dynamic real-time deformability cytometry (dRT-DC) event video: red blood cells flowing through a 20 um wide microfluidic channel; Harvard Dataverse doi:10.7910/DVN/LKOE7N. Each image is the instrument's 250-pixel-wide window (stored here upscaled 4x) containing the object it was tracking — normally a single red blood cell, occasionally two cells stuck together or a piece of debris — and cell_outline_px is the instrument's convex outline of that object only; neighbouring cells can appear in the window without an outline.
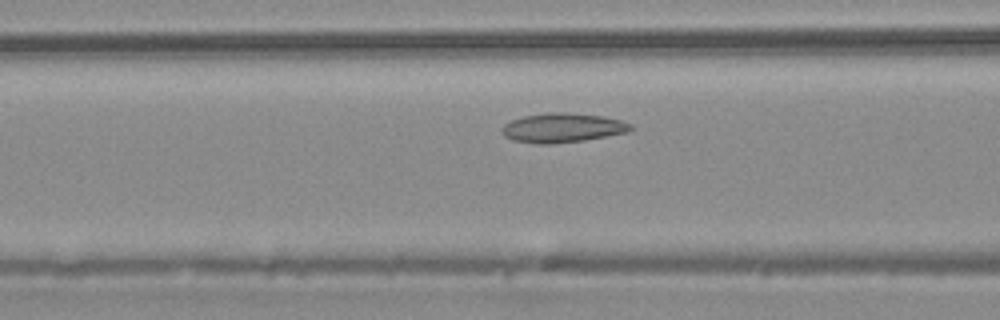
{"species": "common noctule bat (a hibernating species)", "species_latin": "Nyctalus noctula", "temperature_condition": "warm", "stored_images_in_passage": 40, "camera_frame_rate_fps": 3000, "um_per_image_px": 0.085, "animal": {"sex": "male", "body_mass_g": 20.4}, "frame": {"image": 1, "passage_image": 12, "time_ms": 3.667, "image_size_px": [1000, 320], "cell_outline_px": [[632, 128], [628, 132], [584, 140], [552, 144], [536, 144], [512, 140], [504, 136], [500, 132], [500, 128], [504, 124], [512, 120], [524, 116], [548, 112], [564, 112], [604, 116], [620, 120], [632, 124]], "centroid_in_image_um": [47.77, 10.86], "position_along_channel_um": 118.8, "area_um2": 22.14}}
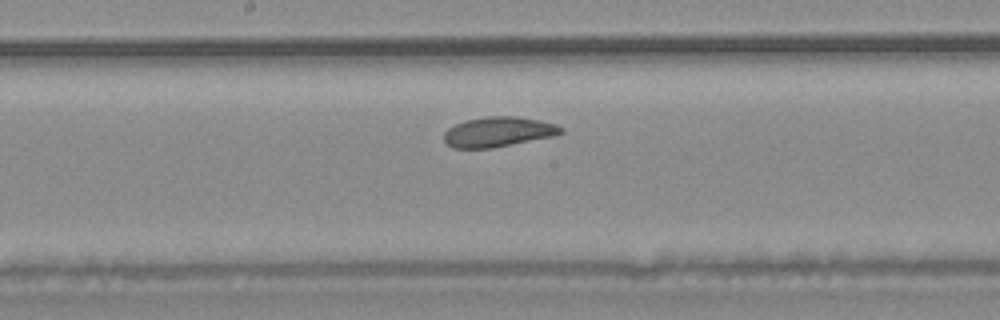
{"frame": {"image": 2, "passage_image": 18, "time_ms": 5.667, "image_size_px": [1000, 320], "cell_outline_px": [[564, 132], [552, 136], [492, 148], [452, 148], [444, 140], [444, 132], [448, 128], [464, 120], [488, 116], [516, 116], [540, 120], [556, 124], [564, 128]], "centroid_in_image_um": [42.35, 11.2], "position_along_channel_um": 205.9, "area_um2": 20.4}}
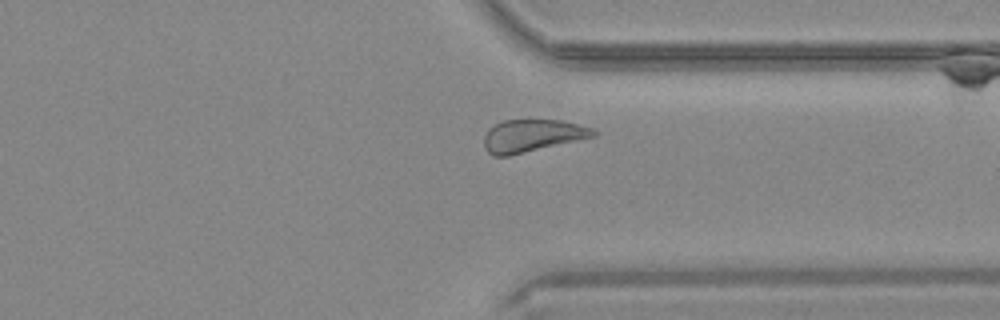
{"frame": {"image": 3, "passage_image": 29, "time_ms": 9.333, "image_size_px": [1000, 320], "cell_outline_px": [[600, 132], [596, 136], [508, 156], [492, 156], [484, 148], [484, 136], [496, 124], [504, 120], [564, 120], [596, 128]], "centroid_in_image_um": [45.31, 11.53], "position_along_channel_um": 366.1, "area_um2": 20.75}}